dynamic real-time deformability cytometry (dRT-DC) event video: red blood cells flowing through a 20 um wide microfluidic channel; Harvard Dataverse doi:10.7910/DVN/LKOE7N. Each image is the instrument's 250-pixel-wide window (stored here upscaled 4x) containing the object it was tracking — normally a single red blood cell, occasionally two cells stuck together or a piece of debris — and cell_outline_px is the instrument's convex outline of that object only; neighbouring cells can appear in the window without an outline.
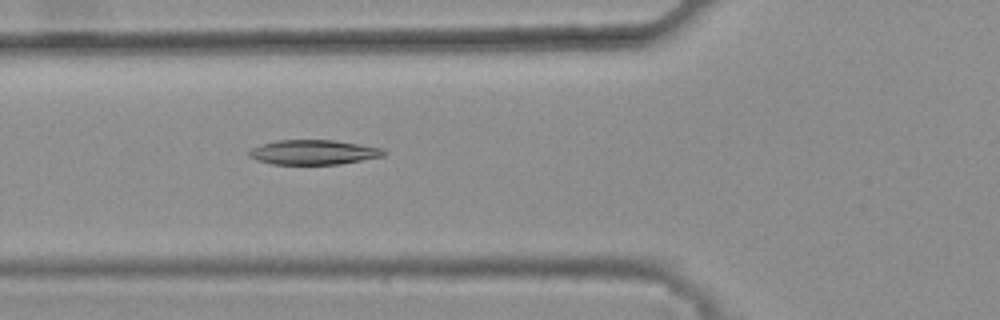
{"species": "common noctule bat (a hibernating species)", "species_latin": "Nyctalus noctula", "temperature_condition": "warm", "stored_images_in_passage": 35, "camera_frame_rate_fps": 3000, "um_per_image_px": 0.085, "animal": {"sex": "female", "body_mass_g": 25.1}, "frame": {"image": 1, "passage_image": 7, "time_ms": 2.0, "image_size_px": [1000, 320], "cell_outline_px": [[388, 152], [384, 156], [340, 164], [272, 164], [256, 160], [248, 156], [248, 152], [252, 148], [260, 144], [276, 140], [336, 140], [384, 148]], "centroid_in_image_um": [26.66, 12.93], "position_along_channel_um": 99.1, "area_um2": 19.59}}
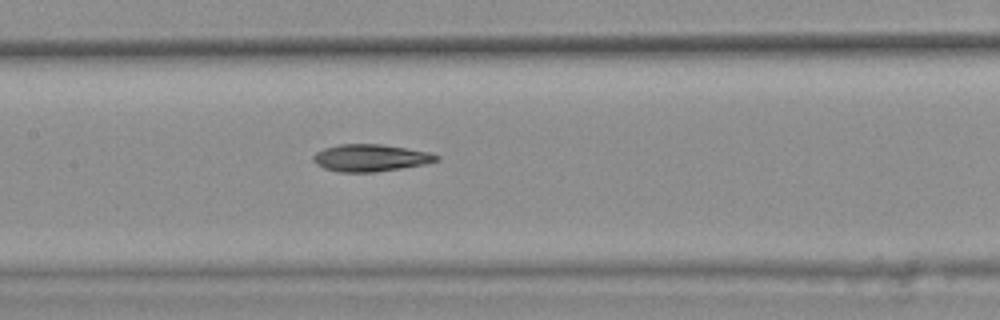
{"frame": {"image": 2, "passage_image": 13, "time_ms": 4.0, "image_size_px": [1000, 320], "cell_outline_px": [[440, 160], [424, 164], [400, 168], [372, 172], [340, 172], [324, 168], [316, 164], [312, 160], [312, 156], [316, 152], [324, 148], [340, 144], [380, 144], [428, 152], [440, 156]], "centroid_in_image_um": [31.46, 13.42], "position_along_channel_um": 175.9, "area_um2": 19.31}}
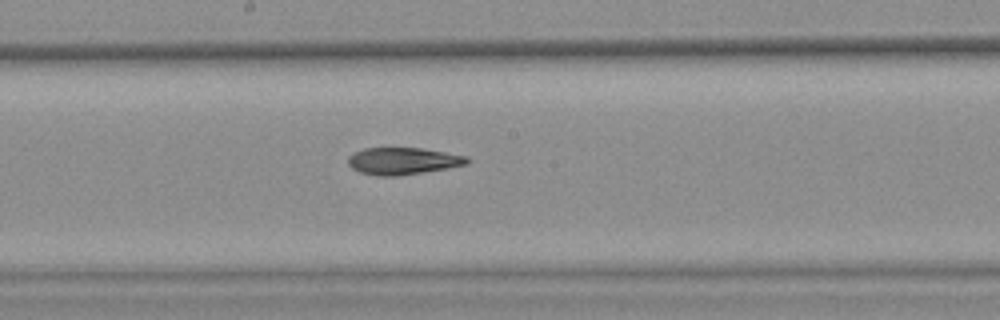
{"frame": {"image": 3, "passage_image": 16, "time_ms": 5.0, "image_size_px": [1000, 320], "cell_outline_px": [[468, 164], [448, 168], [396, 176], [376, 176], [360, 172], [352, 168], [348, 164], [348, 156], [352, 152], [364, 148], [420, 148], [468, 156]], "centroid_in_image_um": [34.21, 13.68], "position_along_channel_um": 214.0, "area_um2": 18.73}, "authors_computed_cell_mechanics": {"area_um2": 19.1318, "velocity_mm_per_s": 3.8226, "shape_relaxation_time_tau1_ms": null, "shape_relaxation_time_tau2_ms": 4.1808, "deformation_change_tau1": null, "deformation_change_tau2": 0.1153}}